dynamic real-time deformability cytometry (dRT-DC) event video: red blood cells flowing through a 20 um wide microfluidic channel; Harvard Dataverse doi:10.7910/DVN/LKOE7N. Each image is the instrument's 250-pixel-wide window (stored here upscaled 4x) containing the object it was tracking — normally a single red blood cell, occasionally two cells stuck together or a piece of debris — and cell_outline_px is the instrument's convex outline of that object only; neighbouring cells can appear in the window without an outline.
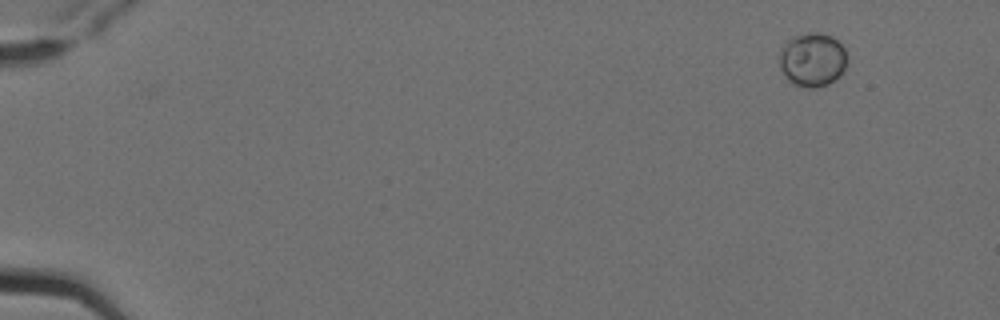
{"species": "Egyptian fruit bat (a non-hibernating species)", "species_latin": "Rousettus aegyptiacus", "temperature_condition": "cold", "stored_images_in_passage": 5, "camera_frame_rate_fps": 3000, "um_per_image_px": 0.085, "animal": {"sex": "female"}, "frame": {"image": 1, "passage_image": 1, "time_ms": 0.0, "image_size_px": [1000, 320], "cell_outline_px": [[848, 56], [844, 68], [840, 76], [828, 84], [816, 88], [808, 88], [796, 84], [788, 80], [784, 76], [780, 68], [780, 48], [792, 36], [808, 32], [820, 32], [832, 36], [844, 48]], "centroid_in_image_um": [69.06, 5.06], "position_along_channel_um": 15.9, "area_um2": 21.44}}
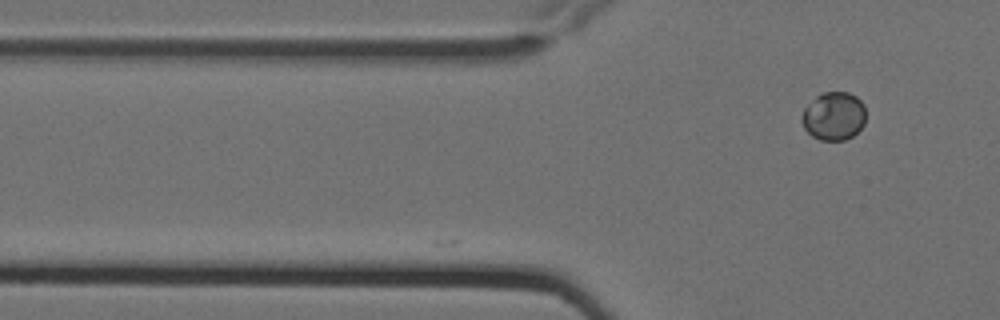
{"frame": {"image": 2, "passage_image": 5, "time_ms": 1.333, "image_size_px": [1000, 320], "cell_outline_px": [[864, 124], [852, 136], [844, 140], [820, 140], [812, 136], [804, 128], [800, 120], [800, 116], [804, 108], [820, 92], [848, 92], [856, 96], [864, 104]], "centroid_in_image_um": [70.83, 9.86], "position_along_channel_um": 55.0, "area_um2": 18.09}}